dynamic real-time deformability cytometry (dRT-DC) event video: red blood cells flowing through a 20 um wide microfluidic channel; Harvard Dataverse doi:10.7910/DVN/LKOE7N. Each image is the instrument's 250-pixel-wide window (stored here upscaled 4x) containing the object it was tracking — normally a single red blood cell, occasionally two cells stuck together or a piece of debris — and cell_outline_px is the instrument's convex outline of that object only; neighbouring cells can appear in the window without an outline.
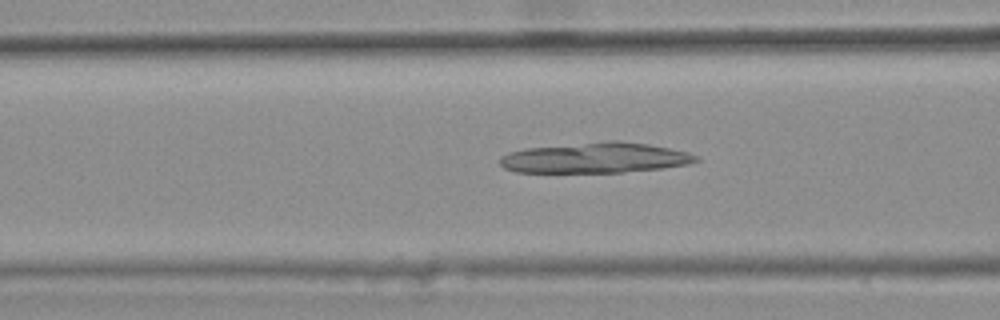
{"species": "common noctule bat (a hibernating species)", "species_latin": "Nyctalus noctula", "temperature_condition": "warm", "stored_images_in_passage": 35, "camera_frame_rate_fps": 3000, "um_per_image_px": 0.085, "animal": {"sex": "female", "body_mass_g": 25.1}, "frame": {"image": 1, "passage_image": 10, "time_ms": 3.0, "image_size_px": [1000, 320], "cell_outline_px": [[700, 160], [688, 164], [660, 168], [620, 172], [516, 172], [504, 168], [500, 164], [500, 156], [508, 152], [524, 148], [608, 140], [620, 140], [648, 144], [688, 152], [700, 156]], "centroid_in_image_um": [50.58, 13.4], "position_along_channel_um": 116.0, "area_um2": 34.91}}
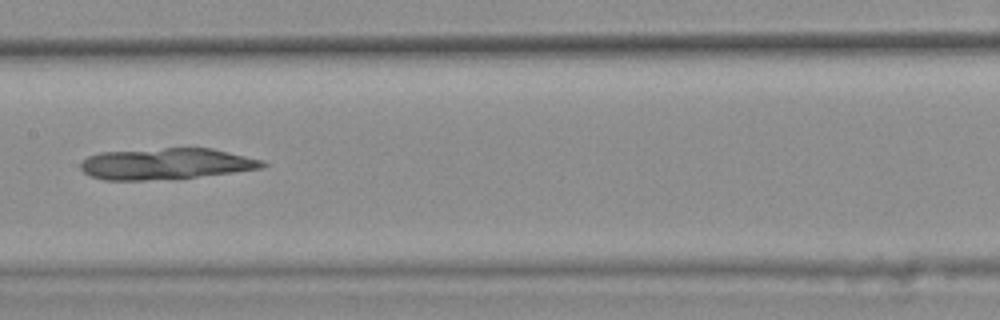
{"frame": {"image": 2, "passage_image": 16, "time_ms": 5.0, "image_size_px": [1000, 320], "cell_outline_px": [[268, 164], [264, 168], [176, 180], [104, 180], [92, 176], [84, 172], [80, 168], [80, 164], [88, 156], [100, 152], [164, 148], [212, 148], [264, 160]], "centroid_in_image_um": [14.17, 13.94], "position_along_channel_um": 193.2, "area_um2": 33.64}}
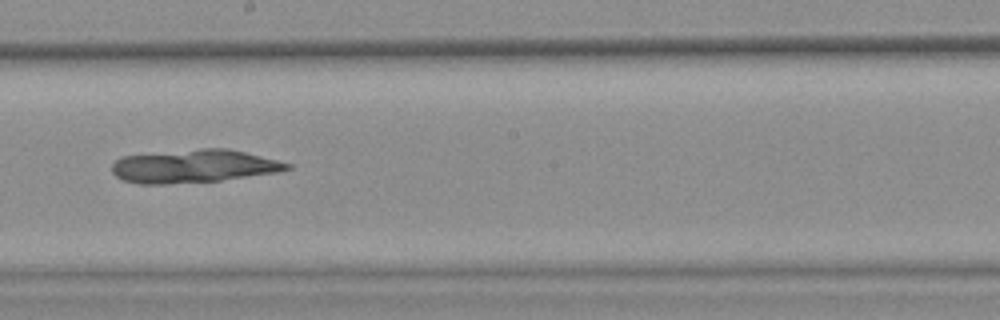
{"frame": {"image": 3, "passage_image": 19, "time_ms": 6.0, "image_size_px": [1000, 320], "cell_outline_px": [[292, 168], [276, 172], [220, 180], [168, 184], [140, 184], [124, 180], [116, 176], [112, 172], [112, 164], [116, 160], [124, 156], [200, 148], [228, 148], [292, 164]], "centroid_in_image_um": [16.45, 14.12], "position_along_channel_um": 231.7, "area_um2": 33.47}}